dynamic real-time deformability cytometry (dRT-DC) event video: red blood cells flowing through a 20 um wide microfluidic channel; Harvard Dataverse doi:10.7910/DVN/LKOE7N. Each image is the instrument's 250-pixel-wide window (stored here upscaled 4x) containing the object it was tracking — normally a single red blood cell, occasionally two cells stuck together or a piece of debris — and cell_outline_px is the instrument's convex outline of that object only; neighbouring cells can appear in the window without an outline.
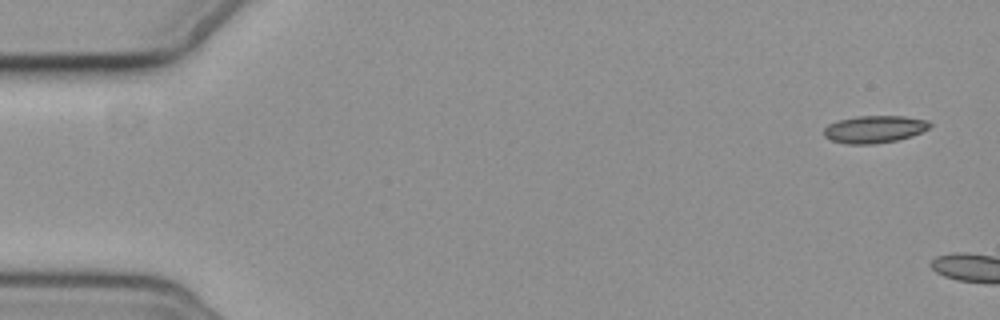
{"species": "common noctule bat (a hibernating species)", "species_latin": "Nyctalus noctula", "temperature_condition": "cold", "stored_images_in_passage": 2, "camera_frame_rate_fps": 3000, "um_per_image_px": 0.085, "animal": {"sex": "female", "body_mass_g": 19.3, "forearm_length_mm": 54.1}, "frame": {"image": 1, "passage_image": 1, "time_ms": 0.0, "image_size_px": [1000, 320], "cell_outline_px": [[932, 124], [928, 128], [912, 136], [896, 140], [872, 144], [844, 144], [832, 140], [824, 136], [824, 128], [828, 124], [836, 120], [856, 116], [904, 116], [928, 120]], "centroid_in_image_um": [74.3, 10.97], "position_along_channel_um": 10.7, "area_um2": 16.94}}